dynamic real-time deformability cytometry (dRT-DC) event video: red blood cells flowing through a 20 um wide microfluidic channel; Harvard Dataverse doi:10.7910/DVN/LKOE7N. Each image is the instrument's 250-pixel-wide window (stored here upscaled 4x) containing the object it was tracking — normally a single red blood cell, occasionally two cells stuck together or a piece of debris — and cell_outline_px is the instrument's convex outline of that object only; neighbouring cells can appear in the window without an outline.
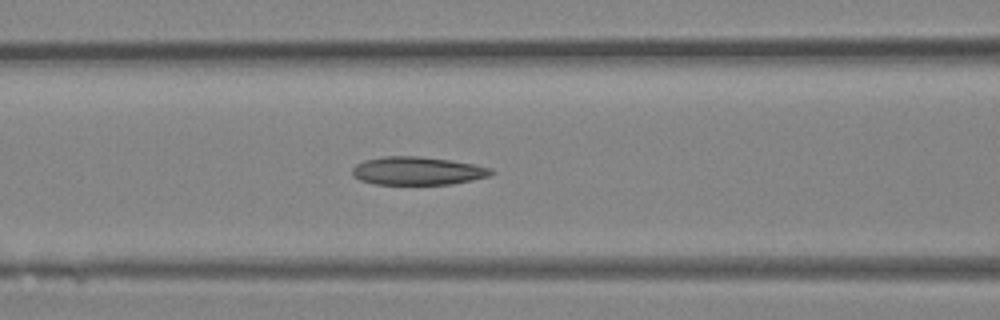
{"species": "Egyptian fruit bat (a non-hibernating species)", "species_latin": "Rousettus aegyptiacus", "temperature_condition": "room temperature", "stored_images_in_passage": 21, "camera_frame_rate_fps": 3000, "um_per_image_px": 0.085, "animal": {"sex": "female"}, "frame": {"image": 1, "passage_image": 6, "time_ms": 1.667, "image_size_px": [1000, 320], "cell_outline_px": [[496, 172], [488, 176], [472, 180], [452, 184], [372, 184], [360, 180], [352, 176], [352, 168], [356, 164], [364, 160], [384, 156], [416, 156], [448, 160], [476, 164], [492, 168]], "centroid_in_image_um": [35.48, 14.52], "position_along_channel_um": 131.1, "area_um2": 22.89}}
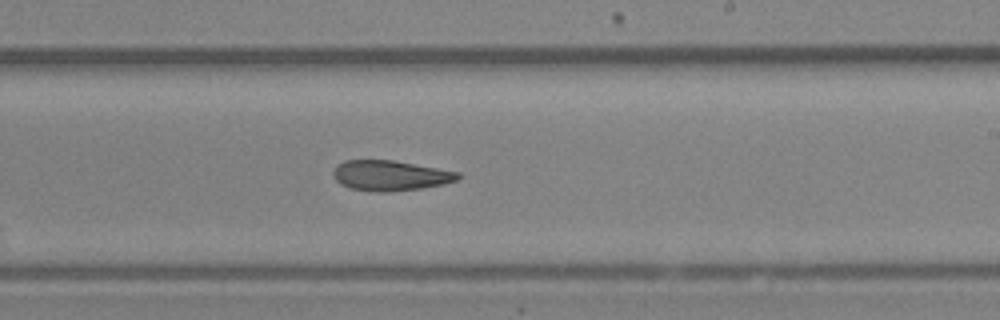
{"frame": {"image": 2, "passage_image": 13, "time_ms": 4.0, "image_size_px": [1000, 320], "cell_outline_px": [[460, 176], [456, 180], [444, 184], [420, 188], [384, 192], [376, 192], [352, 188], [340, 184], [332, 176], [332, 172], [336, 164], [344, 160], [392, 160], [460, 172]], "centroid_in_image_um": [33.13, 14.91], "position_along_channel_um": 255.9, "area_um2": 21.91}}
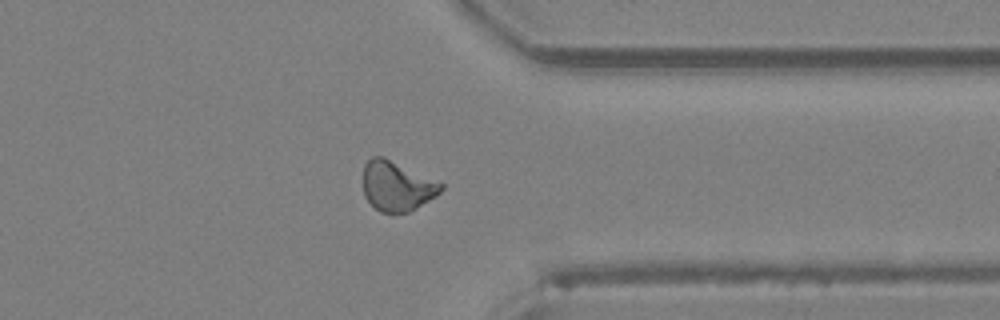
{"frame": {"image": 3, "passage_image": 20, "time_ms": 6.333, "image_size_px": [1000, 320], "cell_outline_px": [[444, 188], [436, 196], [416, 208], [408, 212], [392, 216], [380, 212], [364, 196], [364, 164], [372, 156], [384, 156], [444, 184]], "centroid_in_image_um": [33.73, 15.84], "position_along_channel_um": 377.7, "area_um2": 22.83}}